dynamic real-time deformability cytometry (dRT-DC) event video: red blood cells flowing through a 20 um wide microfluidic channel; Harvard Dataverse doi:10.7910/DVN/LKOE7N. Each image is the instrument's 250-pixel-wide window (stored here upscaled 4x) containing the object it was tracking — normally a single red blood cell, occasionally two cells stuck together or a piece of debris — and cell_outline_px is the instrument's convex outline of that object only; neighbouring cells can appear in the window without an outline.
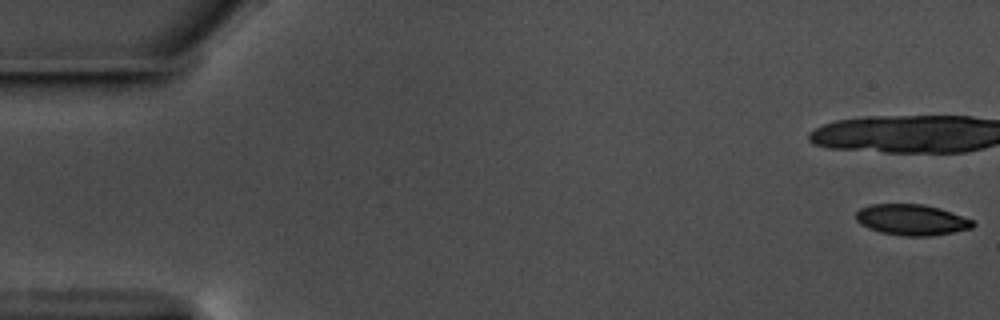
{"species": "common noctule bat (a hibernating species)", "species_latin": "Nyctalus noctula", "temperature_condition": "warm", "stored_images_in_passage": 23, "camera_frame_rate_fps": 3000, "um_per_image_px": 0.085, "animal": {"sex": "male", "body_mass_g": 17.5, "forearm_length_mm": 52.3}, "frame": {"image": 1, "passage_image": 1, "time_ms": 0.0, "image_size_px": [1000, 320], "cell_outline_px": [[976, 224], [972, 228], [932, 236], [904, 236], [880, 232], [868, 228], [860, 224], [856, 220], [856, 212], [860, 208], [872, 204], [924, 204], [940, 208], [952, 212], [972, 220]], "centroid_in_image_um": [77.48, 18.68], "position_along_channel_um": 7.5, "area_um2": 21.1}}